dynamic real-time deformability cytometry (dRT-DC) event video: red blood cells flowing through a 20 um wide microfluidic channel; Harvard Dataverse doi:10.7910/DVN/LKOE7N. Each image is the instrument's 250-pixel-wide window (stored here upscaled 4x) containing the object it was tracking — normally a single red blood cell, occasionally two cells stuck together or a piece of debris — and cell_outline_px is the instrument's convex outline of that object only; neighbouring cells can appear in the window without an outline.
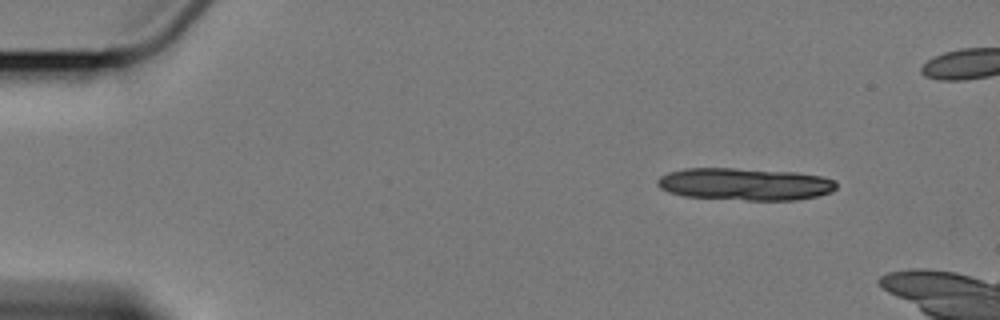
{"species": "Egyptian fruit bat (a non-hibernating species)", "species_latin": "Rousettus aegyptiacus", "temperature_condition": "cold", "stored_images_in_passage": 11, "camera_frame_rate_fps": 3000, "um_per_image_px": 0.085, "animal": {"sex": "female"}, "frame": {"image": 1, "passage_image": 1, "time_ms": 0.0, "image_size_px": [1000, 320], "cell_outline_px": [[836, 188], [832, 192], [820, 196], [796, 200], [744, 200], [684, 196], [668, 192], [660, 188], [656, 184], [656, 180], [660, 176], [668, 172], [684, 168], [736, 168], [796, 172], [820, 176], [836, 180]], "centroid_in_image_um": [63.31, 15.65], "position_along_channel_um": 21.7, "area_um2": 33.99}}
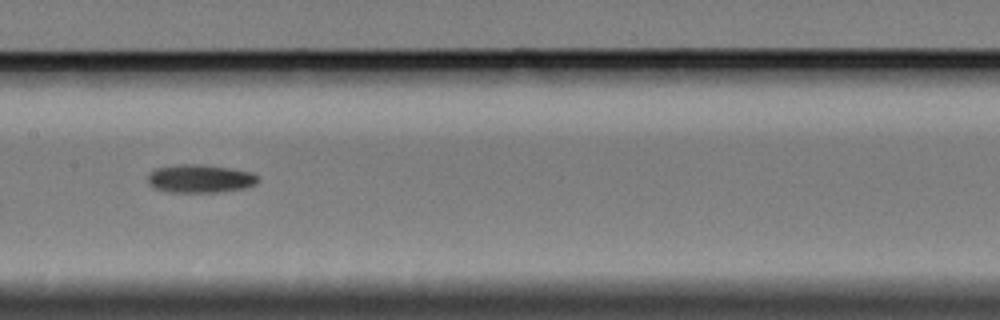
{"frame": {"image": 2, "passage_image": 7, "time_ms": 8.0, "image_size_px": [1000, 320], "cell_outline_px": [[260, 180], [256, 184], [244, 188], [216, 192], [168, 192], [152, 188], [148, 184], [148, 176], [156, 168], [180, 164], [200, 164], [228, 168], [252, 172], [260, 176]], "centroid_in_image_um": [17.02, 15.19], "position_along_channel_um": 190.4, "area_um2": 18.21}}
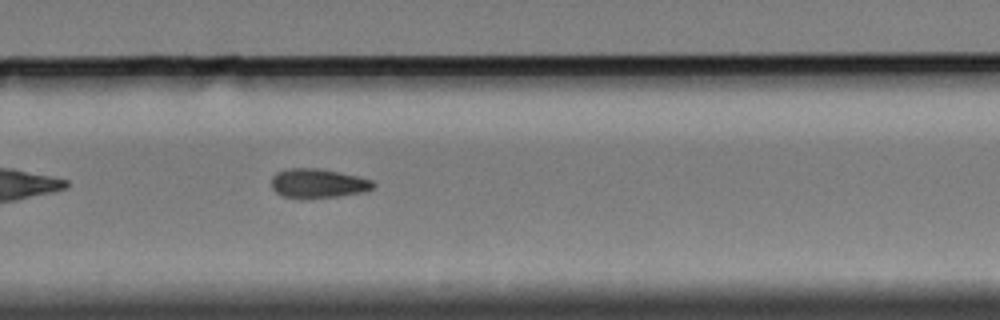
{"frame": {"image": 3, "passage_image": 10, "time_ms": 11.333, "image_size_px": [1000, 320], "cell_outline_px": [[376, 184], [372, 188], [364, 192], [336, 196], [304, 200], [300, 200], [280, 196], [272, 188], [272, 176], [276, 172], [288, 168], [316, 168], [356, 176], [372, 180]], "centroid_in_image_um": [26.96, 15.61], "position_along_channel_um": 302.8, "area_um2": 17.57}}